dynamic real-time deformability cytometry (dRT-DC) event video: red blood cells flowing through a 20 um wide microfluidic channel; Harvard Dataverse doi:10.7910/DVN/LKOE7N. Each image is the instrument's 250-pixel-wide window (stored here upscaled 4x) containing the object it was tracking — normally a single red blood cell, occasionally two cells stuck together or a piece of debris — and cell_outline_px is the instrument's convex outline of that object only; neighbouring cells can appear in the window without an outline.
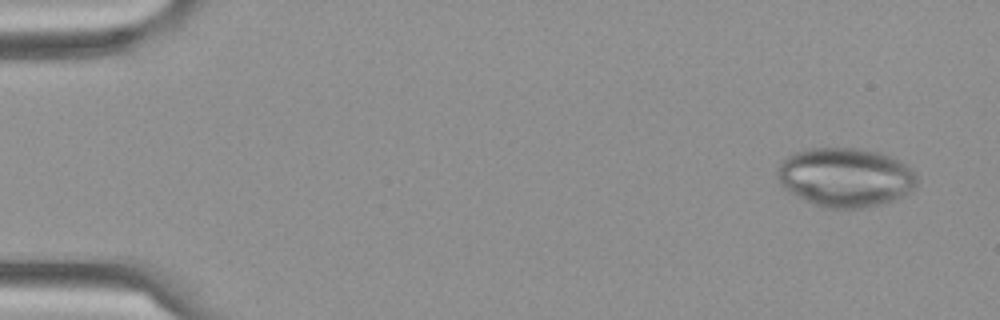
{"species": "Egyptian fruit bat (a non-hibernating species)", "species_latin": "Rousettus aegyptiacus", "temperature_condition": "cold", "stored_images_in_passage": 4, "camera_frame_rate_fps": 3000, "um_per_image_px": 0.085, "frame": {"image": 1, "passage_image": 1, "time_ms": 0.0, "image_size_px": [1000, 320], "cell_outline_px": [[916, 188], [908, 196], [880, 204], [864, 208], [820, 208], [804, 200], [784, 188], [780, 184], [776, 176], [776, 172], [780, 164], [788, 156], [796, 152], [812, 148], [856, 148], [880, 152], [892, 156], [908, 164], [912, 168], [916, 176]], "centroid_in_image_um": [71.9, 15.08], "position_along_channel_um": 13.1, "area_um2": 48.67}}